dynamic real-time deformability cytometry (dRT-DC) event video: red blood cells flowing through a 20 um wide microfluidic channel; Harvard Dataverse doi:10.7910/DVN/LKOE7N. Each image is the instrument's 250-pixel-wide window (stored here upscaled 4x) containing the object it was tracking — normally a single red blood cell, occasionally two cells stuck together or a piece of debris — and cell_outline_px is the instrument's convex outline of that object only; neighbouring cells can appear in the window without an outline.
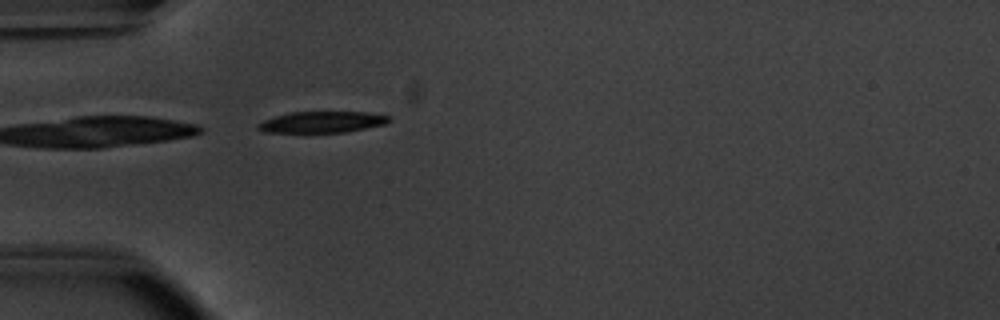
{"species": "common noctule bat (a hibernating species)", "species_latin": "Nyctalus noctula", "temperature_condition": "warm", "stored_images_in_passage": 38, "camera_frame_rate_fps": 3000, "um_per_image_px": 0.085, "animal": {"sex": "male", "body_mass_g": 20.1, "forearm_length_mm": 53.5}, "frame": {"image": 1, "passage_image": 1, "time_ms": 0.0, "image_size_px": [1000, 320], "cell_outline_px": [[392, 120], [384, 124], [344, 132], [264, 132], [256, 128], [256, 124], [264, 120], [288, 112], [368, 112], [392, 116]], "centroid_in_image_um": [27.38, 10.36], "position_along_channel_um": 57.6, "area_um2": 16.18}}
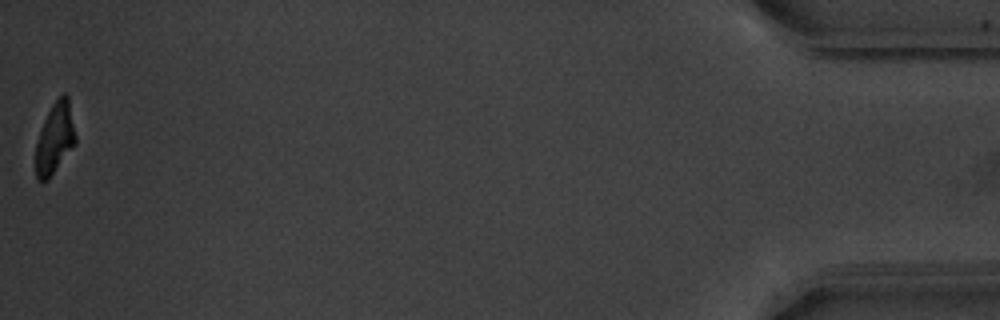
{"frame": {"image": 2, "passage_image": 38, "time_ms": 12.333, "image_size_px": [1000, 320], "cell_outline_px": [[76, 144], [48, 180], [36, 180], [36, 144], [44, 120], [52, 104], [64, 92], [68, 96], [76, 136]], "centroid_in_image_um": [4.68, 11.77], "position_along_channel_um": 430.5, "area_um2": 16.36}, "authors_computed_cell_mechanics": {"area_um2": 18.0625, "velocity_mm_per_s": 3.798, "shape_relaxation_time_tau1_ms": 2.597, "shape_relaxation_time_tau2_ms": 3.0003, "deformation_change_tau1": 0.172, "deformation_change_tau2": 0.0868}}